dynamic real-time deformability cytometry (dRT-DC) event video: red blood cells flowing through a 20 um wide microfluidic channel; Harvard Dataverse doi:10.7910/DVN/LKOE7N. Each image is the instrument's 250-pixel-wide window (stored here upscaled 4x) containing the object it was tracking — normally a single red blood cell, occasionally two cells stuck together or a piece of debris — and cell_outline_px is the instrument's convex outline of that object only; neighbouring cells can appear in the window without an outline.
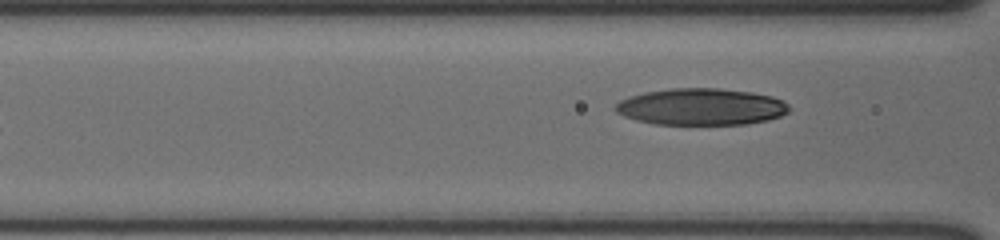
{"species": "human", "species_latin": "Homo sapiens", "temperature_condition": "cold", "stored_images_in_passage": 6, "segment_of_instrument_passage": [2, 2], "camera_frame_rate_fps": 3000, "um_per_image_px": 0.085, "donor": {"sex": "male"}, "frame": {"image": 1, "passage_image": 6, "time_ms": 1.667, "image_size_px": [1000, 240], "cell_outline_px": [[792, 108], [788, 112], [780, 116], [768, 120], [748, 124], [656, 124], [636, 120], [624, 116], [616, 112], [616, 104], [620, 100], [628, 96], [644, 92], [672, 88], [716, 88], [752, 92], [772, 96], [784, 100]], "centroid_in_image_um": [59.63, 9.07], "position_along_channel_um": 107.0, "area_um2": 37.34}}